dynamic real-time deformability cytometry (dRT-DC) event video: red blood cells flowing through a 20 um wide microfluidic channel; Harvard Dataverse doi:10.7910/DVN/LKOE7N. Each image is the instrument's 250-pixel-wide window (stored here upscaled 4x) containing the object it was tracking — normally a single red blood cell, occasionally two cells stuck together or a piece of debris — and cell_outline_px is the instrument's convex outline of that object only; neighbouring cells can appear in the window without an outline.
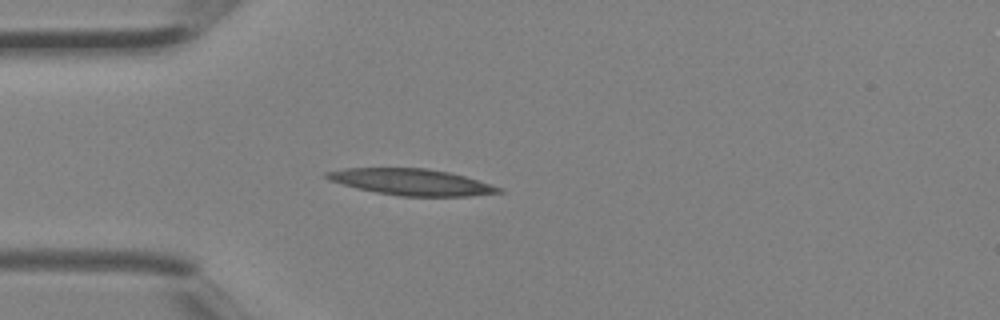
{"species": "Egyptian fruit bat (a non-hibernating species)", "species_latin": "Rousettus aegyptiacus", "temperature_condition": "room temperature", "stored_images_in_passage": 1, "camera_frame_rate_fps": 3000, "um_per_image_px": 0.085, "animal": {"sex": "female"}, "frame": {"image": 1, "passage_image": 1, "time_ms": 0.0, "image_size_px": [1000, 320], "cell_outline_px": [[504, 192], [472, 196], [400, 196], [376, 192], [356, 188], [328, 180], [324, 176], [324, 172], [344, 168], [428, 168], [448, 172], [464, 176], [504, 188]], "centroid_in_image_um": [34.97, 15.47], "position_along_channel_um": 50.0, "area_um2": 26.47}}